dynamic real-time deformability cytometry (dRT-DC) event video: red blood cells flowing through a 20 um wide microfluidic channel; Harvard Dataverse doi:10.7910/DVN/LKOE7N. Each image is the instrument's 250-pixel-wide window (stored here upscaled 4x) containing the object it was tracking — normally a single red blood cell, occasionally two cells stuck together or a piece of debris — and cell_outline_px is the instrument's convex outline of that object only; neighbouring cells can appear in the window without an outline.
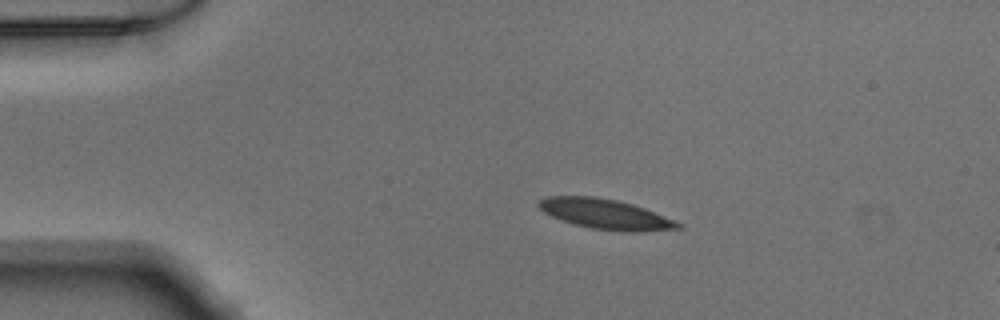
{"species": "Egyptian fruit bat (a non-hibernating species)", "species_latin": "Rousettus aegyptiacus", "temperature_condition": "warm", "stored_images_in_passage": 16, "camera_frame_rate_fps": 3000, "um_per_image_px": 0.085, "animal": {"sex": "male"}, "frame": {"image": 1, "passage_image": 10, "time_ms": 3.0, "image_size_px": [1000, 320], "cell_outline_px": [[684, 228], [640, 232], [624, 232], [592, 228], [560, 220], [544, 212], [536, 204], [536, 200], [544, 196], [596, 196], [616, 200], [632, 204], [644, 208], [684, 224]], "centroid_in_image_um": [51.45, 18.2], "position_along_channel_um": 33.5, "area_um2": 24.57}}